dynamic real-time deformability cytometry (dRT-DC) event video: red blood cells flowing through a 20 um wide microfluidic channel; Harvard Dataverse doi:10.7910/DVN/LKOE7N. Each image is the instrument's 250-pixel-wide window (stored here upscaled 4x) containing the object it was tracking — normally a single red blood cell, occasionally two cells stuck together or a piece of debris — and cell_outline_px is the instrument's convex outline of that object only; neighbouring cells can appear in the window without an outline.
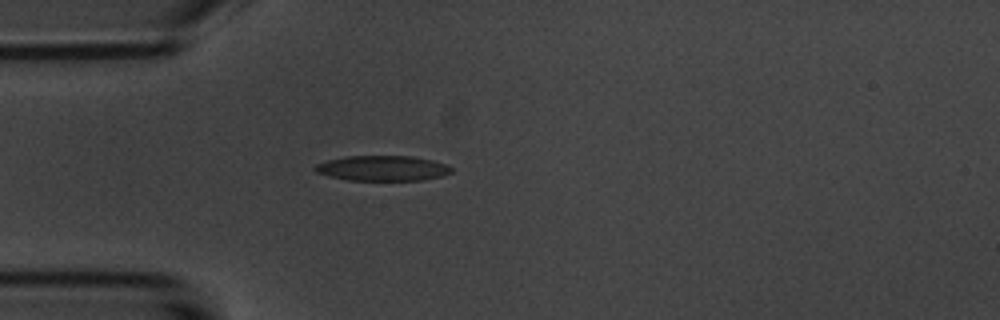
{"species": "common noctule bat (a hibernating species)", "species_latin": "Nyctalus noctula", "temperature_condition": "room temperature", "stored_images_in_passage": 3, "camera_frame_rate_fps": 3000, "um_per_image_px": 0.085, "animal": {"sex": "male", "body_mass_g": 20.1, "forearm_length_mm": 53.5}, "frame": {"image": 1, "passage_image": 3, "time_ms": 3.333, "image_size_px": [1000, 320], "cell_outline_px": [[452, 172], [440, 176], [420, 180], [348, 180], [328, 176], [316, 172], [312, 168], [316, 164], [328, 160], [344, 156], [412, 156], [432, 160], [444, 164], [452, 168]], "centroid_in_image_um": [32.46, 14.29], "position_along_channel_um": 52.5, "area_um2": 19.94}}